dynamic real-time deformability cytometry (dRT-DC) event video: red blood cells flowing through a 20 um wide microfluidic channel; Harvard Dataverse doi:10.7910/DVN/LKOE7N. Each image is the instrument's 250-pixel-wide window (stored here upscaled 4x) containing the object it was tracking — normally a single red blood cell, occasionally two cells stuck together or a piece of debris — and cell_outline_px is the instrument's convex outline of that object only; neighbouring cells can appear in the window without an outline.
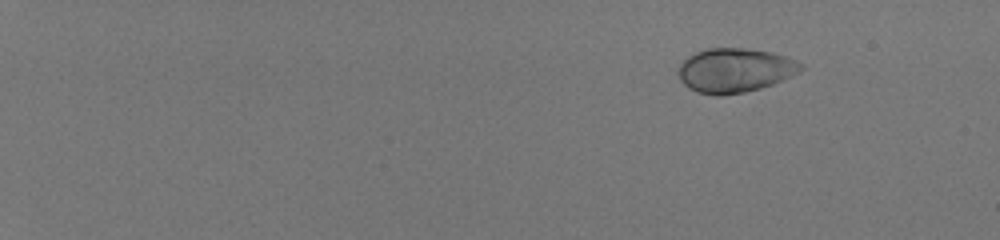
{"species": "human", "species_latin": "Homo sapiens", "temperature_condition": "room temperature", "stored_images_in_passage": 49, "camera_frame_rate_fps": 3000, "um_per_image_px": 0.085, "donor": {"sex": "male"}, "frame": {"image": 1, "passage_image": 1, "time_ms": 0.0, "image_size_px": [1000, 240], "cell_outline_px": [[804, 68], [800, 72], [772, 84], [760, 88], [744, 92], [720, 96], [716, 96], [696, 92], [688, 88], [680, 80], [680, 64], [688, 56], [696, 52], [708, 48], [744, 48], [772, 52], [788, 56], [804, 64]], "centroid_in_image_um": [62.49, 5.97], "position_along_channel_um": 22.5, "area_um2": 31.67}}
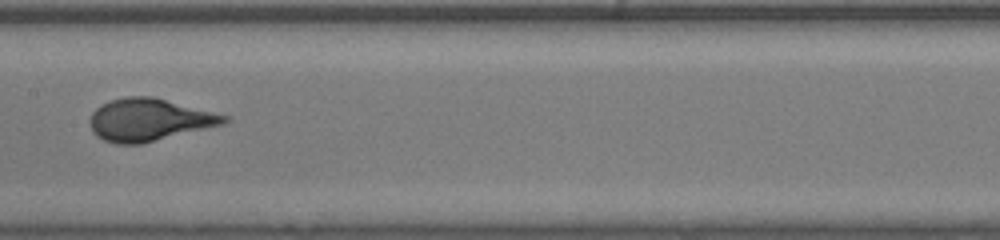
{"frame": {"image": 2, "passage_image": 28, "time_ms": 9.0, "image_size_px": [1000, 240], "cell_outline_px": [[232, 120], [224, 124], [140, 144], [116, 144], [104, 140], [96, 136], [92, 132], [88, 120], [92, 112], [96, 108], [112, 100], [128, 96], [152, 96], [228, 116]], "centroid_in_image_um": [12.65, 10.19], "position_along_channel_um": 194.7, "area_um2": 33.0}}
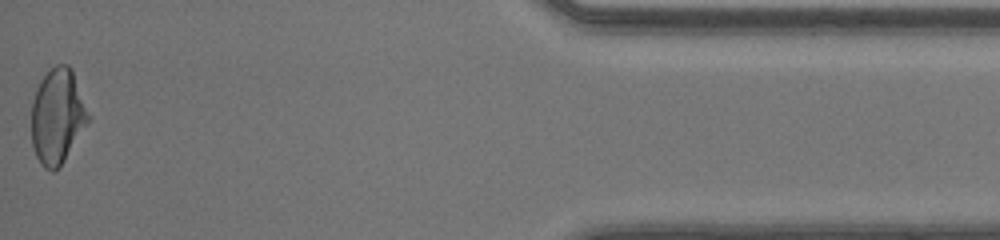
{"frame": {"image": 3, "passage_image": 49, "time_ms": 16.0, "image_size_px": [1000, 240], "cell_outline_px": [[92, 116], [64, 160], [52, 172], [44, 168], [40, 164], [36, 156], [32, 144], [32, 100], [36, 88], [40, 80], [56, 64], [68, 64], [72, 68]], "centroid_in_image_um": [4.9, 9.85], "position_along_channel_um": 430.3, "area_um2": 31.67}, "authors_computed_cell_mechanics": {"area_um2": 31.6744, "velocity_mm_per_s": 4.1253, "shape_relaxation_time_tau1_ms": 3.4034, "shape_relaxation_time_tau2_ms": null, "deformation_change_tau1": 0.16, "deformation_change_tau2": null}}